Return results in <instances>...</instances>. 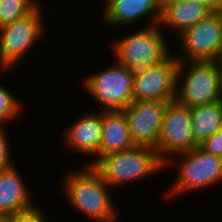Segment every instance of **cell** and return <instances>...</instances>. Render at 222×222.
I'll return each instance as SVG.
<instances>
[{
	"mask_svg": "<svg viewBox=\"0 0 222 222\" xmlns=\"http://www.w3.org/2000/svg\"><path fill=\"white\" fill-rule=\"evenodd\" d=\"M216 61H217L218 65H219V68L222 71V49H221L220 55H219V57H218V59Z\"/></svg>",
	"mask_w": 222,
	"mask_h": 222,
	"instance_id": "obj_24",
	"label": "cell"
},
{
	"mask_svg": "<svg viewBox=\"0 0 222 222\" xmlns=\"http://www.w3.org/2000/svg\"><path fill=\"white\" fill-rule=\"evenodd\" d=\"M220 100L222 101V86H221V98H220Z\"/></svg>",
	"mask_w": 222,
	"mask_h": 222,
	"instance_id": "obj_27",
	"label": "cell"
},
{
	"mask_svg": "<svg viewBox=\"0 0 222 222\" xmlns=\"http://www.w3.org/2000/svg\"><path fill=\"white\" fill-rule=\"evenodd\" d=\"M20 174L15 164L0 172V215L10 217L36 205Z\"/></svg>",
	"mask_w": 222,
	"mask_h": 222,
	"instance_id": "obj_15",
	"label": "cell"
},
{
	"mask_svg": "<svg viewBox=\"0 0 222 222\" xmlns=\"http://www.w3.org/2000/svg\"><path fill=\"white\" fill-rule=\"evenodd\" d=\"M103 3L102 22L114 30L123 26L133 28V23L136 26L145 22L147 27L160 22L162 0H104Z\"/></svg>",
	"mask_w": 222,
	"mask_h": 222,
	"instance_id": "obj_12",
	"label": "cell"
},
{
	"mask_svg": "<svg viewBox=\"0 0 222 222\" xmlns=\"http://www.w3.org/2000/svg\"><path fill=\"white\" fill-rule=\"evenodd\" d=\"M91 110L79 116L75 122L66 127L63 133V144L75 154L86 155L94 161L85 165L93 166L99 160V146L102 131V111Z\"/></svg>",
	"mask_w": 222,
	"mask_h": 222,
	"instance_id": "obj_13",
	"label": "cell"
},
{
	"mask_svg": "<svg viewBox=\"0 0 222 222\" xmlns=\"http://www.w3.org/2000/svg\"><path fill=\"white\" fill-rule=\"evenodd\" d=\"M192 131L191 108L176 100L168 102L156 151L166 162L175 154L196 148Z\"/></svg>",
	"mask_w": 222,
	"mask_h": 222,
	"instance_id": "obj_10",
	"label": "cell"
},
{
	"mask_svg": "<svg viewBox=\"0 0 222 222\" xmlns=\"http://www.w3.org/2000/svg\"><path fill=\"white\" fill-rule=\"evenodd\" d=\"M213 11L206 5L188 0H162L159 25L176 36L195 25Z\"/></svg>",
	"mask_w": 222,
	"mask_h": 222,
	"instance_id": "obj_14",
	"label": "cell"
},
{
	"mask_svg": "<svg viewBox=\"0 0 222 222\" xmlns=\"http://www.w3.org/2000/svg\"><path fill=\"white\" fill-rule=\"evenodd\" d=\"M174 163L178 167L176 177L167 188L165 198L175 200L176 196L184 197V195L194 193V191L206 190L221 185L222 157L206 153L199 146L170 157L165 162V169L166 167L168 169L175 167Z\"/></svg>",
	"mask_w": 222,
	"mask_h": 222,
	"instance_id": "obj_2",
	"label": "cell"
},
{
	"mask_svg": "<svg viewBox=\"0 0 222 222\" xmlns=\"http://www.w3.org/2000/svg\"><path fill=\"white\" fill-rule=\"evenodd\" d=\"M179 61H216L222 49V19L213 11L195 25L184 30L176 38Z\"/></svg>",
	"mask_w": 222,
	"mask_h": 222,
	"instance_id": "obj_8",
	"label": "cell"
},
{
	"mask_svg": "<svg viewBox=\"0 0 222 222\" xmlns=\"http://www.w3.org/2000/svg\"><path fill=\"white\" fill-rule=\"evenodd\" d=\"M37 206L38 205H35L28 210L10 216V222H48L47 214Z\"/></svg>",
	"mask_w": 222,
	"mask_h": 222,
	"instance_id": "obj_21",
	"label": "cell"
},
{
	"mask_svg": "<svg viewBox=\"0 0 222 222\" xmlns=\"http://www.w3.org/2000/svg\"><path fill=\"white\" fill-rule=\"evenodd\" d=\"M218 12H219V15H220V17L222 19V8Z\"/></svg>",
	"mask_w": 222,
	"mask_h": 222,
	"instance_id": "obj_26",
	"label": "cell"
},
{
	"mask_svg": "<svg viewBox=\"0 0 222 222\" xmlns=\"http://www.w3.org/2000/svg\"><path fill=\"white\" fill-rule=\"evenodd\" d=\"M105 68L89 72L81 87L96 100L100 111L124 110L133 101L134 73L117 61Z\"/></svg>",
	"mask_w": 222,
	"mask_h": 222,
	"instance_id": "obj_7",
	"label": "cell"
},
{
	"mask_svg": "<svg viewBox=\"0 0 222 222\" xmlns=\"http://www.w3.org/2000/svg\"><path fill=\"white\" fill-rule=\"evenodd\" d=\"M199 147L206 153L222 157V128L201 143Z\"/></svg>",
	"mask_w": 222,
	"mask_h": 222,
	"instance_id": "obj_22",
	"label": "cell"
},
{
	"mask_svg": "<svg viewBox=\"0 0 222 222\" xmlns=\"http://www.w3.org/2000/svg\"><path fill=\"white\" fill-rule=\"evenodd\" d=\"M179 60L174 53L164 62L134 73L133 101H174Z\"/></svg>",
	"mask_w": 222,
	"mask_h": 222,
	"instance_id": "obj_9",
	"label": "cell"
},
{
	"mask_svg": "<svg viewBox=\"0 0 222 222\" xmlns=\"http://www.w3.org/2000/svg\"><path fill=\"white\" fill-rule=\"evenodd\" d=\"M68 172L60 185L72 209L93 222H118L121 217L113 202L112 188L101 175L89 165Z\"/></svg>",
	"mask_w": 222,
	"mask_h": 222,
	"instance_id": "obj_1",
	"label": "cell"
},
{
	"mask_svg": "<svg viewBox=\"0 0 222 222\" xmlns=\"http://www.w3.org/2000/svg\"><path fill=\"white\" fill-rule=\"evenodd\" d=\"M192 131L199 146L222 128V101L191 108Z\"/></svg>",
	"mask_w": 222,
	"mask_h": 222,
	"instance_id": "obj_17",
	"label": "cell"
},
{
	"mask_svg": "<svg viewBox=\"0 0 222 222\" xmlns=\"http://www.w3.org/2000/svg\"><path fill=\"white\" fill-rule=\"evenodd\" d=\"M134 31V32H133ZM125 37L110 43L114 59L128 67L133 73L146 67L160 64L167 60L174 52L169 47L167 36L159 23L152 26H139ZM165 35H164V34ZM167 39V40H166Z\"/></svg>",
	"mask_w": 222,
	"mask_h": 222,
	"instance_id": "obj_4",
	"label": "cell"
},
{
	"mask_svg": "<svg viewBox=\"0 0 222 222\" xmlns=\"http://www.w3.org/2000/svg\"><path fill=\"white\" fill-rule=\"evenodd\" d=\"M135 147L130 137L128 121L123 110L102 111V131L99 159L110 153Z\"/></svg>",
	"mask_w": 222,
	"mask_h": 222,
	"instance_id": "obj_16",
	"label": "cell"
},
{
	"mask_svg": "<svg viewBox=\"0 0 222 222\" xmlns=\"http://www.w3.org/2000/svg\"><path fill=\"white\" fill-rule=\"evenodd\" d=\"M4 129V125H0V172L13 166L15 162L11 157V144L8 139V134H6L8 132H5Z\"/></svg>",
	"mask_w": 222,
	"mask_h": 222,
	"instance_id": "obj_20",
	"label": "cell"
},
{
	"mask_svg": "<svg viewBox=\"0 0 222 222\" xmlns=\"http://www.w3.org/2000/svg\"><path fill=\"white\" fill-rule=\"evenodd\" d=\"M39 0H0V28L21 19L34 11Z\"/></svg>",
	"mask_w": 222,
	"mask_h": 222,
	"instance_id": "obj_18",
	"label": "cell"
},
{
	"mask_svg": "<svg viewBox=\"0 0 222 222\" xmlns=\"http://www.w3.org/2000/svg\"><path fill=\"white\" fill-rule=\"evenodd\" d=\"M222 71L217 61H179L175 100L186 107L210 104L221 98Z\"/></svg>",
	"mask_w": 222,
	"mask_h": 222,
	"instance_id": "obj_5",
	"label": "cell"
},
{
	"mask_svg": "<svg viewBox=\"0 0 222 222\" xmlns=\"http://www.w3.org/2000/svg\"><path fill=\"white\" fill-rule=\"evenodd\" d=\"M202 3L209 7L212 11H219L222 8V0H188Z\"/></svg>",
	"mask_w": 222,
	"mask_h": 222,
	"instance_id": "obj_23",
	"label": "cell"
},
{
	"mask_svg": "<svg viewBox=\"0 0 222 222\" xmlns=\"http://www.w3.org/2000/svg\"><path fill=\"white\" fill-rule=\"evenodd\" d=\"M7 86L0 85V125H5L15 121L23 113L24 104L17 97L18 95L12 94ZM17 96V97H16ZM21 112V113H20Z\"/></svg>",
	"mask_w": 222,
	"mask_h": 222,
	"instance_id": "obj_19",
	"label": "cell"
},
{
	"mask_svg": "<svg viewBox=\"0 0 222 222\" xmlns=\"http://www.w3.org/2000/svg\"><path fill=\"white\" fill-rule=\"evenodd\" d=\"M166 101H132L123 111L135 146L157 148Z\"/></svg>",
	"mask_w": 222,
	"mask_h": 222,
	"instance_id": "obj_11",
	"label": "cell"
},
{
	"mask_svg": "<svg viewBox=\"0 0 222 222\" xmlns=\"http://www.w3.org/2000/svg\"><path fill=\"white\" fill-rule=\"evenodd\" d=\"M42 8L40 4L27 16L0 28V69L3 73L17 67L16 64L46 36Z\"/></svg>",
	"mask_w": 222,
	"mask_h": 222,
	"instance_id": "obj_6",
	"label": "cell"
},
{
	"mask_svg": "<svg viewBox=\"0 0 222 222\" xmlns=\"http://www.w3.org/2000/svg\"><path fill=\"white\" fill-rule=\"evenodd\" d=\"M0 222H10V218L6 215H0Z\"/></svg>",
	"mask_w": 222,
	"mask_h": 222,
	"instance_id": "obj_25",
	"label": "cell"
},
{
	"mask_svg": "<svg viewBox=\"0 0 222 222\" xmlns=\"http://www.w3.org/2000/svg\"><path fill=\"white\" fill-rule=\"evenodd\" d=\"M92 167L112 189L119 190L118 188L133 184L137 180L153 178L157 172L164 171L165 162L156 149L135 146L102 156Z\"/></svg>",
	"mask_w": 222,
	"mask_h": 222,
	"instance_id": "obj_3",
	"label": "cell"
}]
</instances>
